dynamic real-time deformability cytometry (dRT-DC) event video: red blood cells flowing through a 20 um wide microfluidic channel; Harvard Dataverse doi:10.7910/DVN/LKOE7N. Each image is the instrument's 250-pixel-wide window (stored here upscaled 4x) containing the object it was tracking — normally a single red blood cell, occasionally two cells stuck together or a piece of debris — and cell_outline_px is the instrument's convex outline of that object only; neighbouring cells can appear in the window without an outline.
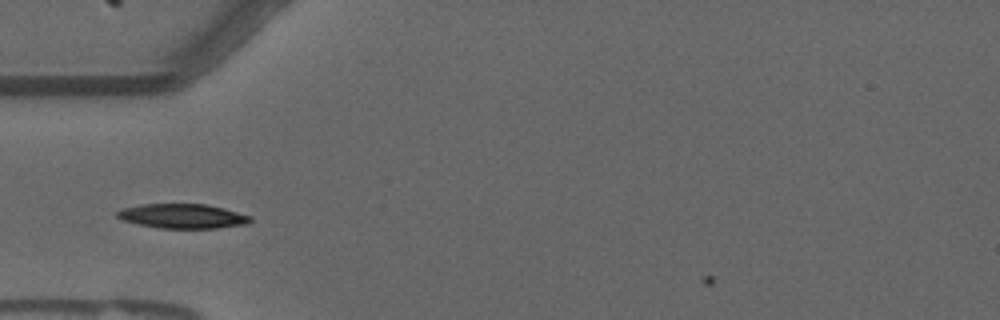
{"species": "common noctule bat (a hibernating species)", "species_latin": "Nyctalus noctula", "temperature_condition": "warm", "stored_images_in_passage": 37, "camera_frame_rate_fps": 3000, "um_per_image_px": 0.085, "animal": {"sex": "male", "forearm_length_mm": 52.5}, "frame": {"image": 1, "passage_image": 4, "time_ms": 1.0, "image_size_px": [1000, 320], "cell_outline_px": [[252, 220], [248, 224], [216, 228], [156, 228], [124, 220], [116, 216], [116, 212], [124, 208], [140, 204], [208, 204], [224, 208], [252, 216]], "centroid_in_image_um": [15.56, 18.37], "position_along_channel_um": 69.4, "area_um2": 19.02}}
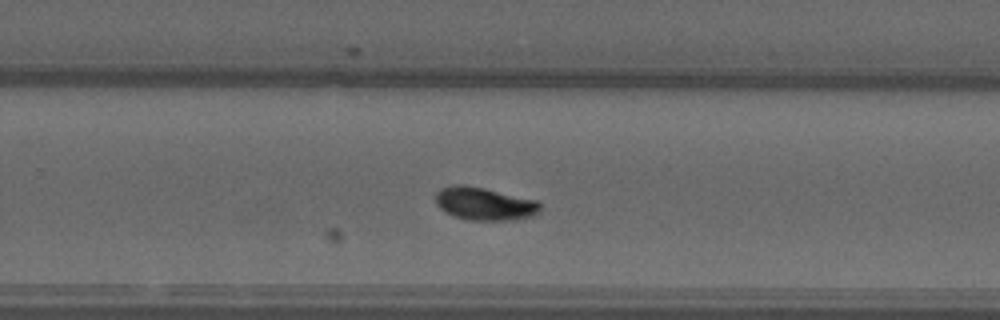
{"frame": {"image": 2, "passage_image": 22, "time_ms": 7.0, "image_size_px": [1000, 320], "cell_outline_px": [[540, 212], [536, 216], [516, 220], [468, 220], [452, 216], [444, 212], [436, 204], [436, 192], [440, 188], [456, 184], [460, 184], [484, 188], [536, 200], [540, 204]], "centroid_in_image_um": [41.18, 17.33], "position_along_channel_um": 288.6, "area_um2": 20.29}}
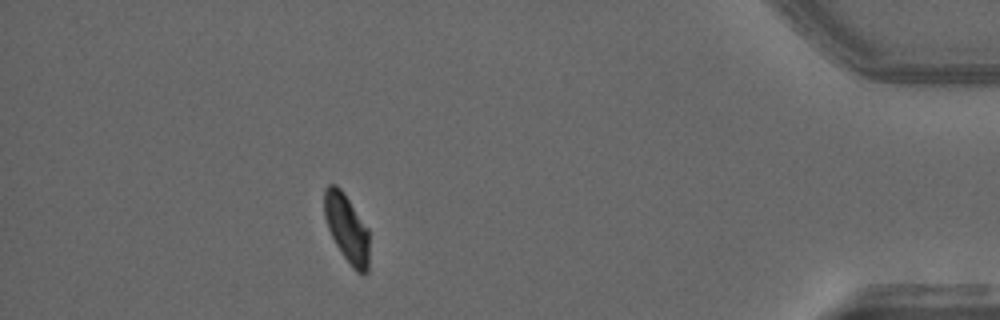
{"frame": {"image": 3, "passage_image": 36, "time_ms": 11.667, "image_size_px": [1000, 320], "cell_outline_px": [[368, 272], [364, 276], [356, 272], [352, 268], [340, 252], [328, 228], [324, 216], [324, 188], [328, 184], [336, 184], [344, 192], [368, 228]], "centroid_in_image_um": [29.47, 19.41], "position_along_channel_um": 405.7, "area_um2": 18.03}}